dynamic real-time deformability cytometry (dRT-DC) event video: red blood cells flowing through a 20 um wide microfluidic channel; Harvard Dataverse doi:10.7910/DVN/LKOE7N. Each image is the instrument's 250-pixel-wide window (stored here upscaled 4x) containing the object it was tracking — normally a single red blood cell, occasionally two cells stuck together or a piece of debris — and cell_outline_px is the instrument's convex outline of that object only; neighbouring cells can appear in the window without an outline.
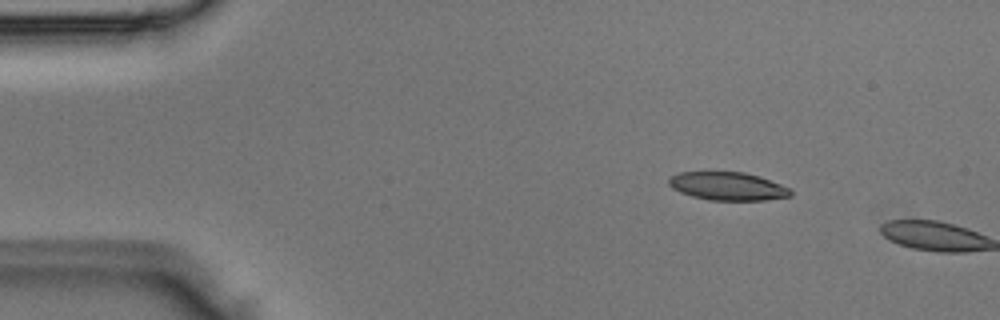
{"species": "Egyptian fruit bat (a non-hibernating species)", "species_latin": "Rousettus aegyptiacus", "temperature_condition": "room temperature", "stored_images_in_passage": 3, "camera_frame_rate_fps": 3000, "um_per_image_px": 0.085, "animal": {"sex": "male"}, "frame": {"image": 1, "passage_image": 2, "time_ms": 0.333, "image_size_px": [1000, 320], "cell_outline_px": [[792, 196], [764, 200], [708, 200], [692, 196], [680, 192], [672, 188], [668, 184], [668, 180], [676, 172], [744, 172], [760, 176], [792, 188]], "centroid_in_image_um": [61.88, 15.82], "position_along_channel_um": 23.1, "area_um2": 20.17}}